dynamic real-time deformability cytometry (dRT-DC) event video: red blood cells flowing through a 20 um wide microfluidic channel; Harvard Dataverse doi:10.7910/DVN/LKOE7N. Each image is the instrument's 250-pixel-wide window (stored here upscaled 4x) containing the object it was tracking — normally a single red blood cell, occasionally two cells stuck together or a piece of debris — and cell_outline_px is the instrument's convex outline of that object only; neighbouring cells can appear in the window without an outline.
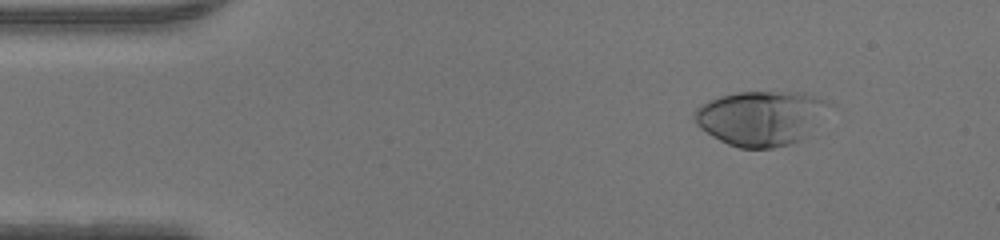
{"species": "human", "species_latin": "Homo sapiens", "temperature_condition": "warm", "stored_images_in_passage": 48, "camera_frame_rate_fps": 3000, "um_per_image_px": 0.085, "donor": {"sex": "male"}, "frame": {"image": 1, "passage_image": 6, "time_ms": 1.667, "image_size_px": [1000, 240], "cell_outline_px": [[836, 104], [800, 140], [788, 144], [772, 148], [740, 148], [728, 144], [712, 136], [700, 128], [696, 124], [692, 116], [696, 108], [708, 100], [720, 96], [736, 92], [796, 92], [828, 100]], "centroid_in_image_um": [64.67, 10.01], "position_along_channel_um": 20.3, "area_um2": 42.95}}
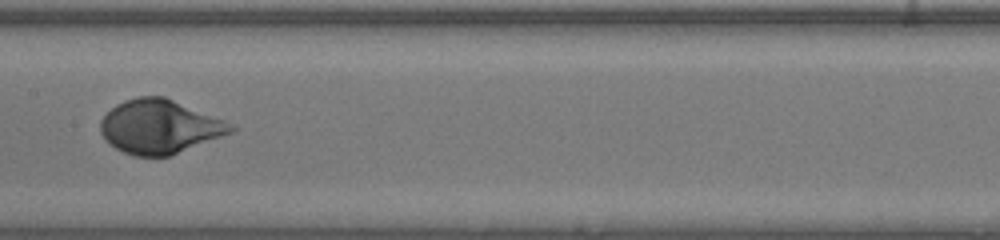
{"frame": {"image": 2, "passage_image": 24, "time_ms": 7.667, "image_size_px": [1000, 240], "cell_outline_px": [[236, 128], [232, 132], [168, 156], [136, 156], [124, 152], [116, 148], [104, 140], [100, 132], [100, 120], [116, 104], [124, 100], [136, 96], [164, 96], [224, 120]], "centroid_in_image_um": [13.51, 10.76], "position_along_channel_um": 193.9, "area_um2": 40.52}}
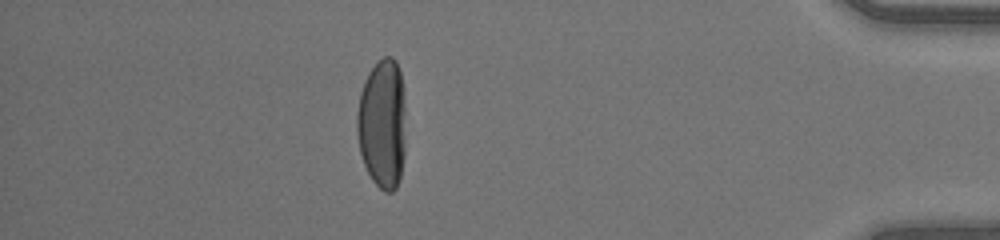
{"frame": {"image": 3, "passage_image": 42, "time_ms": 13.667, "image_size_px": [1000, 240], "cell_outline_px": [[404, 156], [400, 176], [396, 188], [392, 192], [384, 192], [372, 180], [364, 164], [360, 152], [356, 132], [356, 116], [360, 92], [364, 80], [368, 72], [384, 56], [392, 56], [396, 60], [400, 72], [404, 88]], "centroid_in_image_um": [32.49, 10.5], "position_along_channel_um": 402.7, "area_um2": 37.17}}